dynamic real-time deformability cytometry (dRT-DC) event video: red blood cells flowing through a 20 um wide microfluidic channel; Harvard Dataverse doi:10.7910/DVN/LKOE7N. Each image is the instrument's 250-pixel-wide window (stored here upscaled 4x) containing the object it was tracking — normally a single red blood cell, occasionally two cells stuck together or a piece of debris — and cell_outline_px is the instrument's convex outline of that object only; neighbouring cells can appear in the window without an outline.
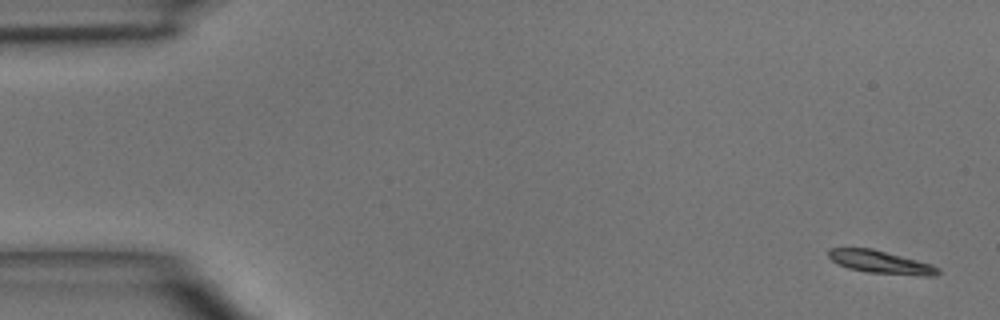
{"species": "common noctule bat (a hibernating species)", "species_latin": "Nyctalus noctula", "temperature_condition": "room temperature", "stored_images_in_passage": 4, "camera_frame_rate_fps": 3000, "um_per_image_px": 0.085, "animal": {"sex": "male", "body_mass_g": 15.6}, "frame": {"image": 1, "passage_image": 1, "time_ms": 0.0, "image_size_px": [1000, 320], "cell_outline_px": [[940, 272], [936, 276], [920, 276], [868, 272], [848, 268], [832, 260], [828, 256], [828, 248], [872, 248], [932, 264], [940, 268]], "centroid_in_image_um": [74.9, 22.28], "position_along_channel_um": 10.1, "area_um2": 14.57}}
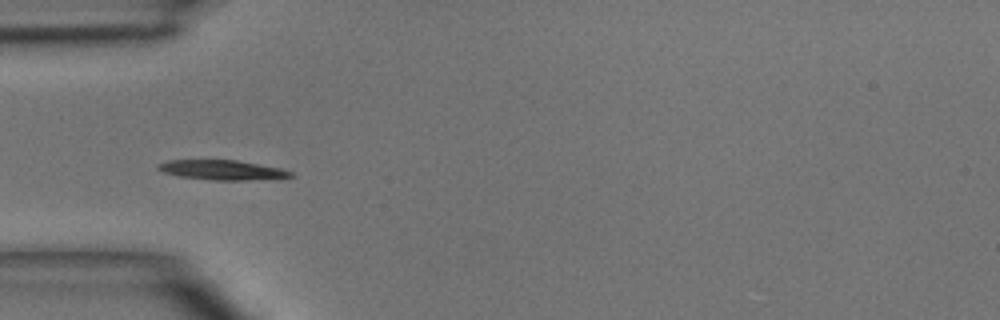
{"frame": {"image": 2, "passage_image": 4, "time_ms": 4.333, "image_size_px": [1000, 320], "cell_outline_px": [[296, 176], [280, 180], [212, 180], [180, 176], [164, 172], [156, 168], [156, 164], [168, 160], [236, 160], [284, 168], [292, 172]], "centroid_in_image_um": [19.03, 14.46], "position_along_channel_um": 66.0, "area_um2": 15.72}}